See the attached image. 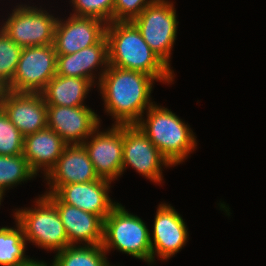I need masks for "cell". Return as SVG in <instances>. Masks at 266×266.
Masks as SVG:
<instances>
[{"instance_id":"1","label":"cell","mask_w":266,"mask_h":266,"mask_svg":"<svg viewBox=\"0 0 266 266\" xmlns=\"http://www.w3.org/2000/svg\"><path fill=\"white\" fill-rule=\"evenodd\" d=\"M153 76L109 65L97 87L104 100V110L114 125L137 124L155 102L151 100Z\"/></svg>"},{"instance_id":"2","label":"cell","mask_w":266,"mask_h":266,"mask_svg":"<svg viewBox=\"0 0 266 266\" xmlns=\"http://www.w3.org/2000/svg\"><path fill=\"white\" fill-rule=\"evenodd\" d=\"M109 65L139 71L157 81L172 83L174 71L150 48L132 22L106 25Z\"/></svg>"},{"instance_id":"3","label":"cell","mask_w":266,"mask_h":266,"mask_svg":"<svg viewBox=\"0 0 266 266\" xmlns=\"http://www.w3.org/2000/svg\"><path fill=\"white\" fill-rule=\"evenodd\" d=\"M147 118L136 124L163 157L173 165L184 162L197 146L194 132L169 109L155 103L146 111ZM189 154V155H188Z\"/></svg>"},{"instance_id":"4","label":"cell","mask_w":266,"mask_h":266,"mask_svg":"<svg viewBox=\"0 0 266 266\" xmlns=\"http://www.w3.org/2000/svg\"><path fill=\"white\" fill-rule=\"evenodd\" d=\"M151 233L137 215L117 203L104 219L102 246L106 253L117 249L152 264Z\"/></svg>"},{"instance_id":"5","label":"cell","mask_w":266,"mask_h":266,"mask_svg":"<svg viewBox=\"0 0 266 266\" xmlns=\"http://www.w3.org/2000/svg\"><path fill=\"white\" fill-rule=\"evenodd\" d=\"M35 200V208H19L14 212L25 240L47 251L58 252L68 247V237L55 205L43 194Z\"/></svg>"},{"instance_id":"6","label":"cell","mask_w":266,"mask_h":266,"mask_svg":"<svg viewBox=\"0 0 266 266\" xmlns=\"http://www.w3.org/2000/svg\"><path fill=\"white\" fill-rule=\"evenodd\" d=\"M132 23L150 48L171 68L169 62L179 23L174 4L158 0L148 5Z\"/></svg>"},{"instance_id":"7","label":"cell","mask_w":266,"mask_h":266,"mask_svg":"<svg viewBox=\"0 0 266 266\" xmlns=\"http://www.w3.org/2000/svg\"><path fill=\"white\" fill-rule=\"evenodd\" d=\"M42 9L19 4L0 28L22 48L53 44L58 17Z\"/></svg>"},{"instance_id":"8","label":"cell","mask_w":266,"mask_h":266,"mask_svg":"<svg viewBox=\"0 0 266 266\" xmlns=\"http://www.w3.org/2000/svg\"><path fill=\"white\" fill-rule=\"evenodd\" d=\"M57 54L53 44L22 48L16 73L6 90L41 93L56 75Z\"/></svg>"},{"instance_id":"9","label":"cell","mask_w":266,"mask_h":266,"mask_svg":"<svg viewBox=\"0 0 266 266\" xmlns=\"http://www.w3.org/2000/svg\"><path fill=\"white\" fill-rule=\"evenodd\" d=\"M123 163L122 174L130 166L155 183H162V166L171 167L159 149L137 126L123 125ZM162 165V166H161Z\"/></svg>"},{"instance_id":"10","label":"cell","mask_w":266,"mask_h":266,"mask_svg":"<svg viewBox=\"0 0 266 266\" xmlns=\"http://www.w3.org/2000/svg\"><path fill=\"white\" fill-rule=\"evenodd\" d=\"M82 145L99 178L114 181L122 175L123 125L113 124L100 132L97 128Z\"/></svg>"},{"instance_id":"11","label":"cell","mask_w":266,"mask_h":266,"mask_svg":"<svg viewBox=\"0 0 266 266\" xmlns=\"http://www.w3.org/2000/svg\"><path fill=\"white\" fill-rule=\"evenodd\" d=\"M106 25L107 23L95 17L70 14L66 20L58 18L53 42L56 54H73L96 45L105 36Z\"/></svg>"},{"instance_id":"12","label":"cell","mask_w":266,"mask_h":266,"mask_svg":"<svg viewBox=\"0 0 266 266\" xmlns=\"http://www.w3.org/2000/svg\"><path fill=\"white\" fill-rule=\"evenodd\" d=\"M101 119L88 106L47 105V127L68 145L83 144L101 124Z\"/></svg>"},{"instance_id":"13","label":"cell","mask_w":266,"mask_h":266,"mask_svg":"<svg viewBox=\"0 0 266 266\" xmlns=\"http://www.w3.org/2000/svg\"><path fill=\"white\" fill-rule=\"evenodd\" d=\"M159 204L153 225L151 239L152 263L155 255L161 260H169L177 254L188 241V229L181 215L170 206ZM153 239V240H152Z\"/></svg>"},{"instance_id":"14","label":"cell","mask_w":266,"mask_h":266,"mask_svg":"<svg viewBox=\"0 0 266 266\" xmlns=\"http://www.w3.org/2000/svg\"><path fill=\"white\" fill-rule=\"evenodd\" d=\"M0 107L24 137L47 127V104L41 93L6 90Z\"/></svg>"},{"instance_id":"15","label":"cell","mask_w":266,"mask_h":266,"mask_svg":"<svg viewBox=\"0 0 266 266\" xmlns=\"http://www.w3.org/2000/svg\"><path fill=\"white\" fill-rule=\"evenodd\" d=\"M44 178L50 187L46 193H55L63 185L96 181L99 176L84 146L73 144L65 147L55 166Z\"/></svg>"},{"instance_id":"16","label":"cell","mask_w":266,"mask_h":266,"mask_svg":"<svg viewBox=\"0 0 266 266\" xmlns=\"http://www.w3.org/2000/svg\"><path fill=\"white\" fill-rule=\"evenodd\" d=\"M44 195L55 205L70 245L102 244L104 220L100 216L63 203L54 193Z\"/></svg>"},{"instance_id":"17","label":"cell","mask_w":266,"mask_h":266,"mask_svg":"<svg viewBox=\"0 0 266 266\" xmlns=\"http://www.w3.org/2000/svg\"><path fill=\"white\" fill-rule=\"evenodd\" d=\"M111 182L99 178L91 182L71 183L61 186L54 194L63 203L98 215L104 220L117 204L109 197Z\"/></svg>"},{"instance_id":"18","label":"cell","mask_w":266,"mask_h":266,"mask_svg":"<svg viewBox=\"0 0 266 266\" xmlns=\"http://www.w3.org/2000/svg\"><path fill=\"white\" fill-rule=\"evenodd\" d=\"M100 66L101 72L98 78L93 72ZM108 66V43L104 36L96 45L83 48L73 54L57 55L56 74L88 79L96 85L94 78H98L99 83Z\"/></svg>"},{"instance_id":"19","label":"cell","mask_w":266,"mask_h":266,"mask_svg":"<svg viewBox=\"0 0 266 266\" xmlns=\"http://www.w3.org/2000/svg\"><path fill=\"white\" fill-rule=\"evenodd\" d=\"M68 144L51 128H44L24 137L23 155L37 175L39 170L46 176Z\"/></svg>"},{"instance_id":"20","label":"cell","mask_w":266,"mask_h":266,"mask_svg":"<svg viewBox=\"0 0 266 266\" xmlns=\"http://www.w3.org/2000/svg\"><path fill=\"white\" fill-rule=\"evenodd\" d=\"M95 86L90 80L79 77L55 75L41 92L47 105L78 107L85 106L90 89Z\"/></svg>"},{"instance_id":"21","label":"cell","mask_w":266,"mask_h":266,"mask_svg":"<svg viewBox=\"0 0 266 266\" xmlns=\"http://www.w3.org/2000/svg\"><path fill=\"white\" fill-rule=\"evenodd\" d=\"M55 253L53 266H111L102 244L69 245Z\"/></svg>"},{"instance_id":"22","label":"cell","mask_w":266,"mask_h":266,"mask_svg":"<svg viewBox=\"0 0 266 266\" xmlns=\"http://www.w3.org/2000/svg\"><path fill=\"white\" fill-rule=\"evenodd\" d=\"M16 226L0 228V266H19L30 258L25 254L26 240L18 221Z\"/></svg>"},{"instance_id":"23","label":"cell","mask_w":266,"mask_h":266,"mask_svg":"<svg viewBox=\"0 0 266 266\" xmlns=\"http://www.w3.org/2000/svg\"><path fill=\"white\" fill-rule=\"evenodd\" d=\"M37 176L30 168L23 154L17 156L0 155V193L15 185L27 182Z\"/></svg>"},{"instance_id":"24","label":"cell","mask_w":266,"mask_h":266,"mask_svg":"<svg viewBox=\"0 0 266 266\" xmlns=\"http://www.w3.org/2000/svg\"><path fill=\"white\" fill-rule=\"evenodd\" d=\"M22 47L0 28V83L6 88L16 73Z\"/></svg>"},{"instance_id":"25","label":"cell","mask_w":266,"mask_h":266,"mask_svg":"<svg viewBox=\"0 0 266 266\" xmlns=\"http://www.w3.org/2000/svg\"><path fill=\"white\" fill-rule=\"evenodd\" d=\"M24 136L0 107V155L23 154Z\"/></svg>"},{"instance_id":"26","label":"cell","mask_w":266,"mask_h":266,"mask_svg":"<svg viewBox=\"0 0 266 266\" xmlns=\"http://www.w3.org/2000/svg\"><path fill=\"white\" fill-rule=\"evenodd\" d=\"M75 16L95 17L105 23L113 22L115 0H71Z\"/></svg>"},{"instance_id":"27","label":"cell","mask_w":266,"mask_h":266,"mask_svg":"<svg viewBox=\"0 0 266 266\" xmlns=\"http://www.w3.org/2000/svg\"><path fill=\"white\" fill-rule=\"evenodd\" d=\"M158 0H115L113 22H132L150 4Z\"/></svg>"},{"instance_id":"28","label":"cell","mask_w":266,"mask_h":266,"mask_svg":"<svg viewBox=\"0 0 266 266\" xmlns=\"http://www.w3.org/2000/svg\"><path fill=\"white\" fill-rule=\"evenodd\" d=\"M19 266H48V264L46 262L43 261H38V260H34V259H29L27 262L22 263ZM49 266H53V264H50Z\"/></svg>"},{"instance_id":"29","label":"cell","mask_w":266,"mask_h":266,"mask_svg":"<svg viewBox=\"0 0 266 266\" xmlns=\"http://www.w3.org/2000/svg\"><path fill=\"white\" fill-rule=\"evenodd\" d=\"M6 91V88L0 83V99L4 95V92Z\"/></svg>"},{"instance_id":"30","label":"cell","mask_w":266,"mask_h":266,"mask_svg":"<svg viewBox=\"0 0 266 266\" xmlns=\"http://www.w3.org/2000/svg\"><path fill=\"white\" fill-rule=\"evenodd\" d=\"M3 195L0 193V205H1V202H2V199H3Z\"/></svg>"}]
</instances>
